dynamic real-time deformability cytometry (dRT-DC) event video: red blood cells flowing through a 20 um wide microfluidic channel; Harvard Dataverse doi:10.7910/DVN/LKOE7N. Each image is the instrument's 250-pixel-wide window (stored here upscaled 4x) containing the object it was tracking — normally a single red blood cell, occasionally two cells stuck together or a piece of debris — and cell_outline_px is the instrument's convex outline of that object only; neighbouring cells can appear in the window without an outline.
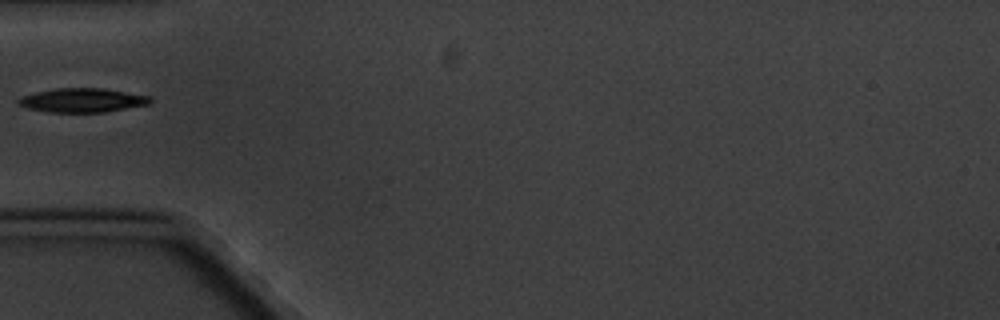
{"species": "common noctule bat (a hibernating species)", "species_latin": "Nyctalus noctula", "temperature_condition": "cold", "stored_images_in_passage": 2, "camera_frame_rate_fps": 3000, "um_per_image_px": 0.085, "animal": {"sex": "male", "body_mass_g": 20.1, "forearm_length_mm": 53.5}, "frame": {"image": 1, "passage_image": 1, "time_ms": 0.0, "image_size_px": [1000, 320], "cell_outline_px": [[152, 100], [148, 104], [104, 112], [48, 112], [28, 108], [16, 104], [16, 100], [24, 96], [36, 92], [56, 88], [104, 88], [152, 96]], "centroid_in_image_um": [7.0, 8.51], "position_along_channel_um": 78.0, "area_um2": 18.44}}